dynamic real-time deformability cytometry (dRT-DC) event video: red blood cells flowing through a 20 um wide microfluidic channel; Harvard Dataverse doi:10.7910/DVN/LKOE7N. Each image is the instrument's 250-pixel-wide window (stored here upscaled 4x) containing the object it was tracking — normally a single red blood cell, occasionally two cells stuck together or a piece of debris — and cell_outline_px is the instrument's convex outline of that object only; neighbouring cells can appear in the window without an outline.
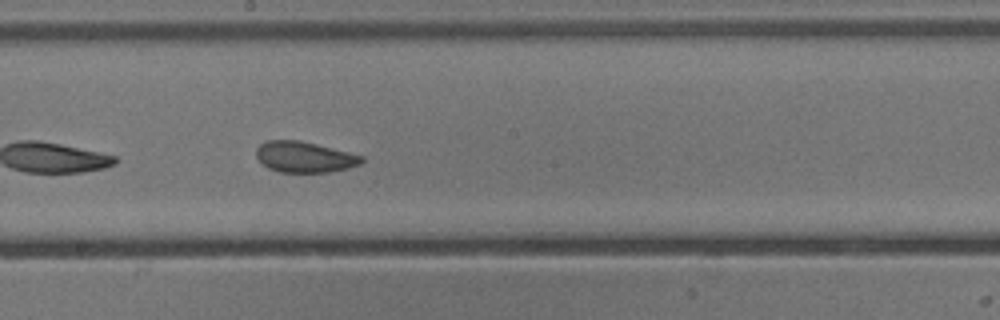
{"species": "common noctule bat (a hibernating species)", "species_latin": "Nyctalus noctula", "temperature_condition": "cold", "stored_images_in_passage": 23, "camera_frame_rate_fps": 3000, "um_per_image_px": 0.085, "animal": {"sex": "male", "body_mass_g": 13.3}, "frame": {"image": 1, "passage_image": 14, "time_ms": 4.333, "image_size_px": [1000, 320], "cell_outline_px": [[364, 160], [360, 164], [348, 168], [328, 172], [280, 172], [268, 168], [256, 156], [256, 148], [260, 144], [268, 140], [300, 140], [364, 156]], "centroid_in_image_um": [25.88, 13.34], "position_along_channel_um": 222.3, "area_um2": 18.84}}